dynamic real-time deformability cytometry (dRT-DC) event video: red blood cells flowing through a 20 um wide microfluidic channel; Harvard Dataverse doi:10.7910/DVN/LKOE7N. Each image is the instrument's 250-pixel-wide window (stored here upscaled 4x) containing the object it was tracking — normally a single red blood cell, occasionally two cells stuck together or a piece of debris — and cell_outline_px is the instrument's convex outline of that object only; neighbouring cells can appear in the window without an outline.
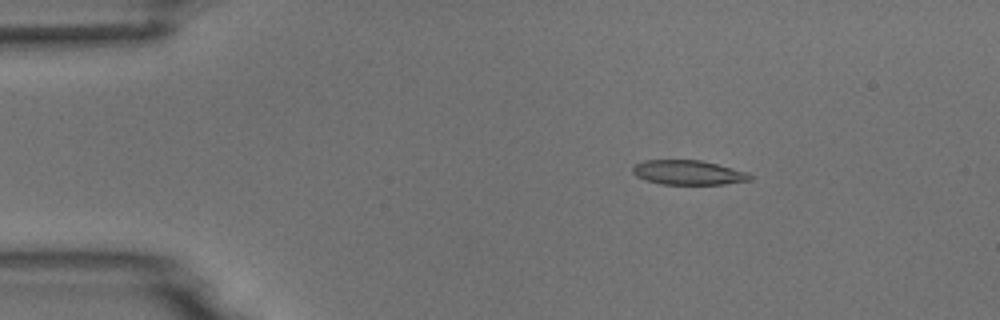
{"species": "common noctule bat (a hibernating species)", "species_latin": "Nyctalus noctula", "temperature_condition": "room temperature", "stored_images_in_passage": 4, "camera_frame_rate_fps": 3000, "um_per_image_px": 0.085, "animal": {"sex": "male", "body_mass_g": 18.8}, "frame": {"image": 1, "passage_image": 2, "time_ms": 0.333, "image_size_px": [1000, 320], "cell_outline_px": [[752, 180], [724, 184], [660, 184], [644, 180], [636, 176], [632, 172], [632, 168], [636, 164], [644, 160], [700, 160], [748, 172], [752, 176]], "centroid_in_image_um": [58.48, 14.67], "position_along_channel_um": 26.5, "area_um2": 16.76}}